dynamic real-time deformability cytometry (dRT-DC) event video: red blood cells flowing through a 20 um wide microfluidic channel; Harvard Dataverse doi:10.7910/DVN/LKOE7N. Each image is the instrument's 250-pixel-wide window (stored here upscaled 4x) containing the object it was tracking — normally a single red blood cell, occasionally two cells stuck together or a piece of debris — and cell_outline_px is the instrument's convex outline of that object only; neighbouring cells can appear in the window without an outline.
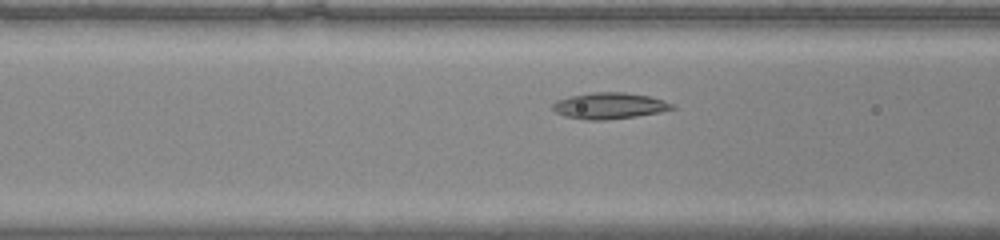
{"species": "common noctule bat (a hibernating species)", "species_latin": "Nyctalus noctula", "temperature_condition": "warm", "stored_images_in_passage": 29, "camera_frame_rate_fps": 3000, "um_per_image_px": 0.085, "animal": {"sex": "male", "body_mass_g": 20.0, "forearm_length_mm": 53.3}, "frame": {"image": 1, "passage_image": 7, "time_ms": 2.0, "image_size_px": [1000, 240], "cell_outline_px": [[676, 108], [660, 112], [636, 116], [604, 120], [588, 120], [564, 116], [556, 112], [552, 108], [552, 104], [556, 100], [572, 96], [592, 92], [624, 92], [648, 96], [664, 100], [672, 104]], "centroid_in_image_um": [51.79, 8.99], "position_along_channel_um": 114.8, "area_um2": 18.15}}
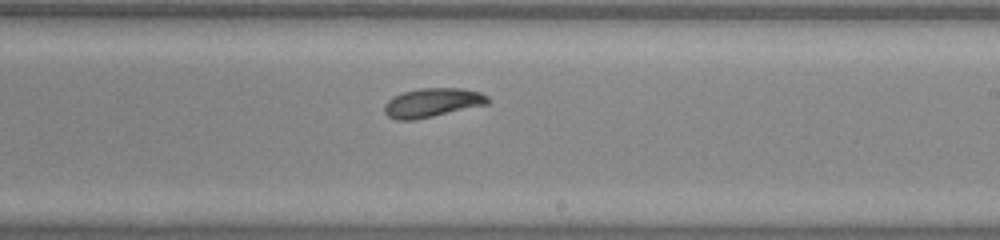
{"frame": {"image": 2, "passage_image": 16, "time_ms": 5.0, "image_size_px": [1000, 240], "cell_outline_px": [[488, 104], [432, 116], [412, 120], [396, 120], [388, 116], [384, 112], [384, 104], [392, 96], [404, 92], [420, 88], [460, 88], [480, 92], [488, 96]], "centroid_in_image_um": [36.71, 8.72], "position_along_channel_um": 252.3, "area_um2": 17.34}}
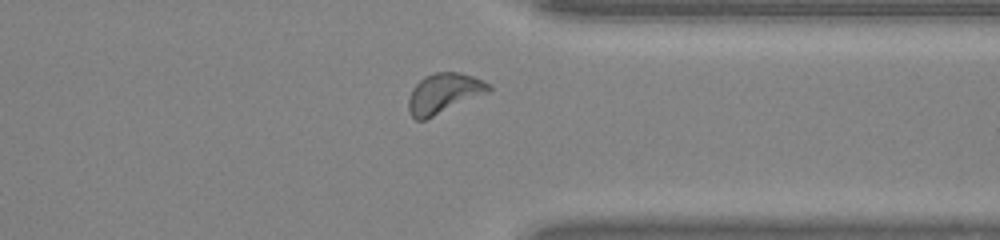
{"frame": {"image": 3, "passage_image": 24, "time_ms": 7.667, "image_size_px": [1000, 240], "cell_outline_px": [[492, 88], [488, 92], [424, 120], [416, 120], [408, 112], [408, 100], [412, 88], [424, 76], [436, 72], [460, 72], [484, 80]], "centroid_in_image_um": [37.7, 7.92], "position_along_channel_um": 373.7, "area_um2": 18.5}}